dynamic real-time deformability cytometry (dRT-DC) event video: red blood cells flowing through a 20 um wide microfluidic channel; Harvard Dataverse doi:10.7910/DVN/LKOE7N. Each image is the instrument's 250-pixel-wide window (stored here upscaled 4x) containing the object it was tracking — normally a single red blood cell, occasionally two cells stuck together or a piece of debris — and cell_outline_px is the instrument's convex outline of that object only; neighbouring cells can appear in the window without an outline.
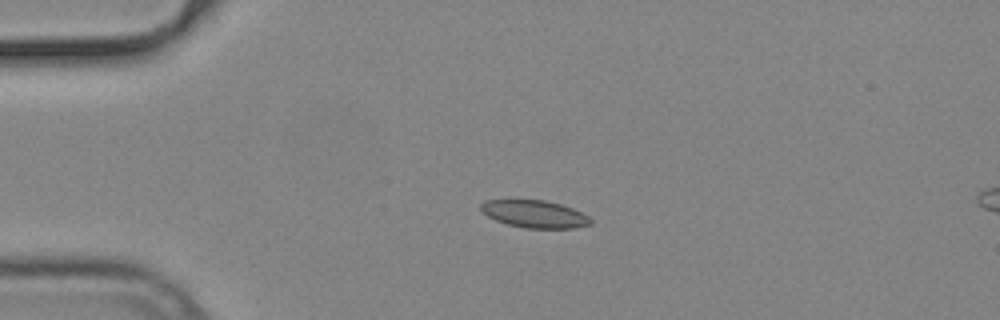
{"species": "common noctule bat (a hibernating species)", "species_latin": "Nyctalus noctula", "temperature_condition": "cold", "stored_images_in_passage": 43, "camera_frame_rate_fps": 3000, "um_per_image_px": 0.085, "animal": {"sex": "male", "body_mass_g": 19.2, "forearm_length_mm": 51.8}, "frame": {"image": 1, "passage_image": 1, "time_ms": 0.0, "image_size_px": [1000, 320], "cell_outline_px": [[592, 224], [576, 228], [524, 228], [508, 224], [496, 220], [488, 216], [480, 208], [480, 204], [484, 200], [544, 200], [560, 204], [572, 208], [588, 216], [592, 220]], "centroid_in_image_um": [45.45, 18.19], "position_along_channel_um": 39.5, "area_um2": 17.46}}
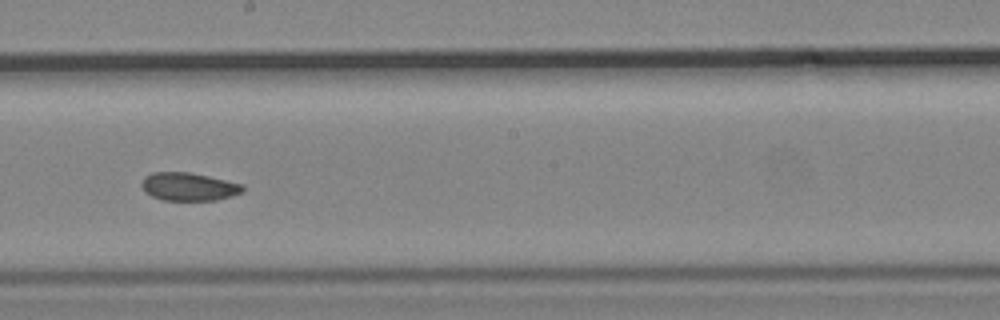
{"frame": {"image": 2, "passage_image": 19, "time_ms": 6.0, "image_size_px": [1000, 320], "cell_outline_px": [[244, 192], [232, 196], [216, 200], [164, 200], [152, 196], [144, 192], [140, 184], [144, 176], [152, 172], [188, 172], [208, 176], [244, 184]], "centroid_in_image_um": [16.03, 15.86], "position_along_channel_um": 232.2, "area_um2": 16.7}}
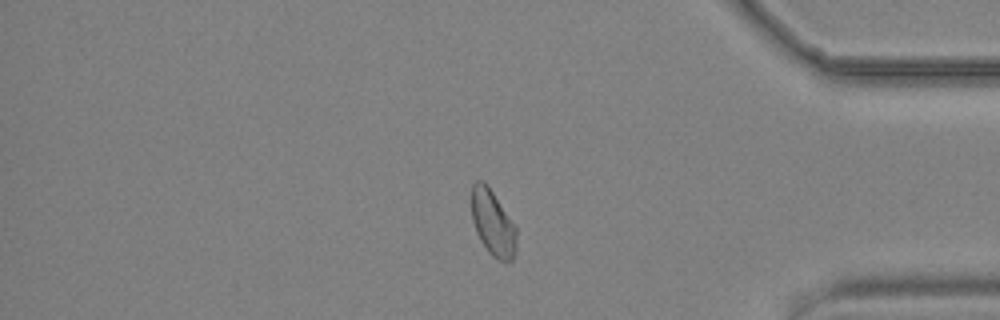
{"frame": {"image": 3, "passage_image": 34, "time_ms": 11.0, "image_size_px": [1000, 320], "cell_outline_px": [[516, 252], [512, 260], [508, 264], [492, 256], [488, 252], [480, 240], [476, 232], [472, 220], [472, 184], [476, 180], [480, 180], [492, 192], [516, 228]], "centroid_in_image_um": [41.89, 19.03], "position_along_channel_um": 393.3, "area_um2": 16.94}, "authors_computed_cell_mechanics": {"area_um2": 17.4556, "velocity_mm_per_s": 3.7444, "shape_relaxation_time_tau1_ms": 8.8739, "shape_relaxation_time_tau2_ms": 2.9879, "deformation_change_tau1": 0.1377, "deformation_change_tau2": 0.0635}}